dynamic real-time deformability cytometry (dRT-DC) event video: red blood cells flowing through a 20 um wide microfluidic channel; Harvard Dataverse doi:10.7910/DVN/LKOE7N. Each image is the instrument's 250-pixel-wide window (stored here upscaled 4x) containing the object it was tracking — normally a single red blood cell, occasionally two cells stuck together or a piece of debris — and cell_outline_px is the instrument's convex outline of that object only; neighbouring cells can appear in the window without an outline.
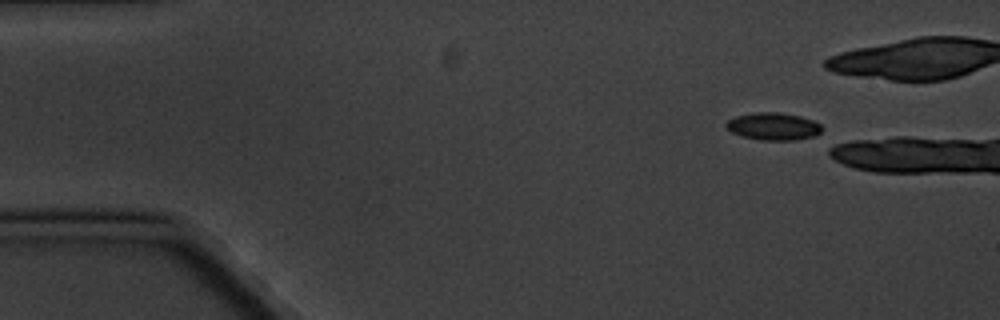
{"species": "common noctule bat (a hibernating species)", "species_latin": "Nyctalus noctula", "temperature_condition": "cold", "stored_images_in_passage": 3, "camera_frame_rate_fps": 3000, "um_per_image_px": 0.085, "animal": {"sex": "male", "body_mass_g": 20.1, "forearm_length_mm": 53.5}, "frame": {"image": 1, "passage_image": 1, "time_ms": 0.0, "image_size_px": [1000, 320], "cell_outline_px": [[820, 140], [760, 140], [744, 136], [732, 132], [724, 124], [728, 120], [736, 116], [756, 112], [776, 112], [800, 116], [812, 120], [820, 124]], "centroid_in_image_um": [65.83, 10.77], "position_along_channel_um": 19.2, "area_um2": 15.61}}